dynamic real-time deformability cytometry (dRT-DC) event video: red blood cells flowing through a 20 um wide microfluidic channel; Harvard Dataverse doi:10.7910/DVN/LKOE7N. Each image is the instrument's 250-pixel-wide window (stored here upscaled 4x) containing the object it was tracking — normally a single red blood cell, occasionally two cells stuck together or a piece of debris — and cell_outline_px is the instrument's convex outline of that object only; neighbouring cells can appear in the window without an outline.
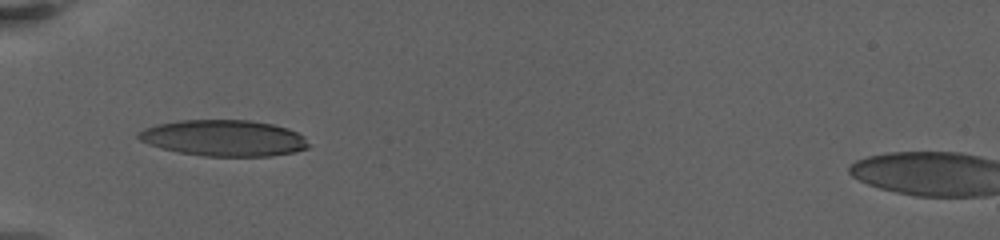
{"species": "human", "species_latin": "Homo sapiens", "temperature_condition": "warm", "stored_images_in_passage": 27, "camera_frame_rate_fps": 3000, "um_per_image_px": 0.085, "donor": {"sex": "female"}, "frame": {"image": 1, "passage_image": 1, "time_ms": 0.0, "image_size_px": [1000, 240], "cell_outline_px": [[308, 148], [296, 152], [272, 156], [204, 156], [180, 152], [160, 148], [148, 144], [140, 140], [136, 136], [136, 132], [144, 128], [156, 124], [180, 120], [252, 120], [272, 124], [288, 128], [304, 136], [308, 144]], "centroid_in_image_um": [19.01, 11.73], "position_along_channel_um": 66.0, "area_um2": 36.07}}
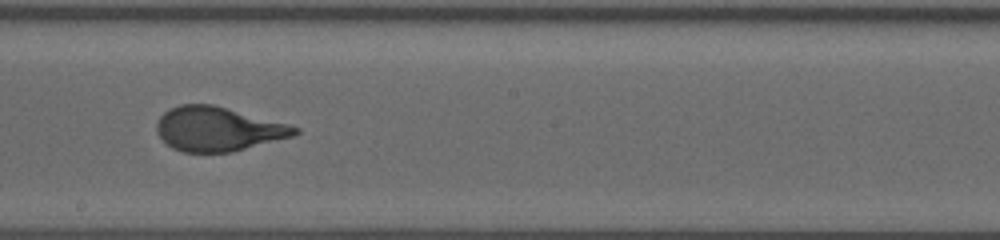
{"frame": {"image": 2, "passage_image": 17, "time_ms": 5.333, "image_size_px": [1000, 240], "cell_outline_px": [[300, 132], [292, 136], [232, 152], [184, 152], [172, 148], [156, 132], [156, 124], [160, 116], [164, 112], [180, 104], [212, 104], [288, 124], [300, 128]], "centroid_in_image_um": [18.51, 10.96], "position_along_channel_um": 229.7, "area_um2": 35.26}}
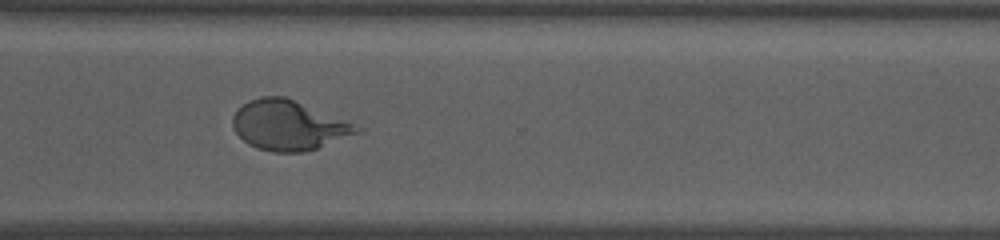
{"frame": {"image": 3, "passage_image": 26, "time_ms": 9.0, "image_size_px": [1000, 240], "cell_outline_px": [[364, 128], [360, 132], [316, 148], [304, 152], [272, 152], [256, 148], [248, 144], [236, 132], [232, 124], [232, 116], [248, 100], [260, 96], [284, 96]], "centroid_in_image_um": [24.49, 10.65], "position_along_channel_um": 346.1, "area_um2": 35.49}}